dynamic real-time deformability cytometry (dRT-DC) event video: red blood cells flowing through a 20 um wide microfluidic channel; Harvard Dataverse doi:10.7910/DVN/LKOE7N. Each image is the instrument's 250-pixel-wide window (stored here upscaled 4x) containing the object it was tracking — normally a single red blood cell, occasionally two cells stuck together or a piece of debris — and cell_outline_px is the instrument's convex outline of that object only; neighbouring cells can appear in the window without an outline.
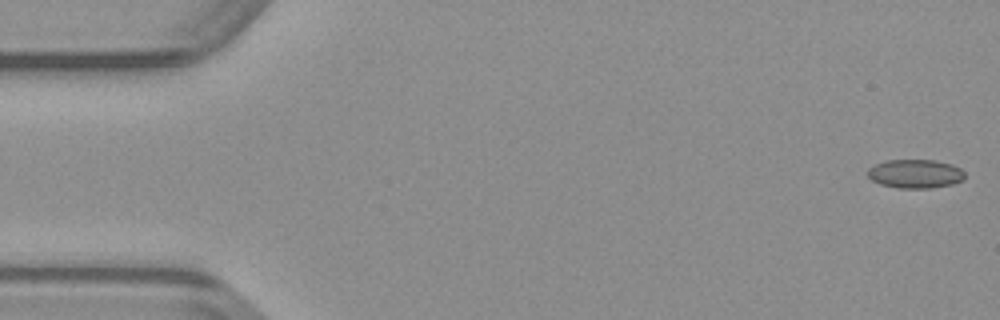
{"species": "common noctule bat (a hibernating species)", "species_latin": "Nyctalus noctula", "temperature_condition": "warm", "stored_images_in_passage": 49, "camera_frame_rate_fps": 3000, "um_per_image_px": 0.085, "animal": {"sex": "male", "body_mass_g": 23.1, "forearm_length_mm": 52.7}, "frame": {"image": 1, "passage_image": 1, "time_ms": 0.0, "image_size_px": [1000, 320], "cell_outline_px": [[964, 180], [952, 184], [932, 188], [896, 188], [880, 184], [872, 180], [868, 176], [868, 168], [876, 164], [888, 160], [936, 160], [952, 164], [960, 168], [964, 172]], "centroid_in_image_um": [77.81, 14.77], "position_along_channel_um": 7.2, "area_um2": 16.36}}
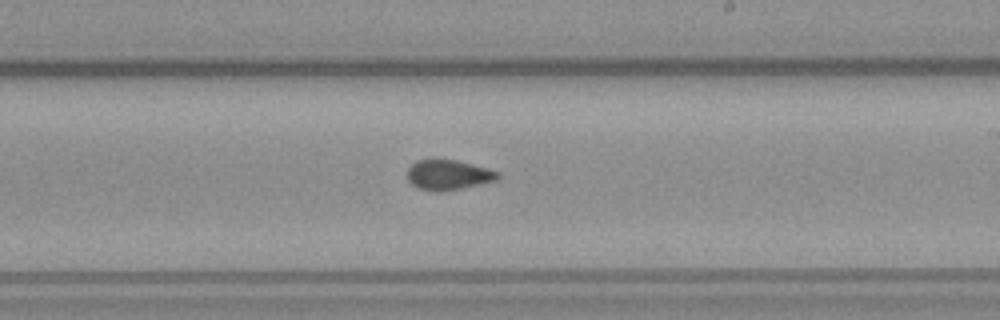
{"frame": {"image": 2, "passage_image": 28, "time_ms": 9.0, "image_size_px": [1000, 320], "cell_outline_px": [[500, 176], [496, 180], [460, 188], [440, 192], [436, 192], [416, 188], [408, 180], [408, 168], [416, 160], [432, 156], [456, 160], [488, 168], [500, 172]], "centroid_in_image_um": [38.05, 14.82], "position_along_channel_um": 250.9, "area_um2": 16.3}}
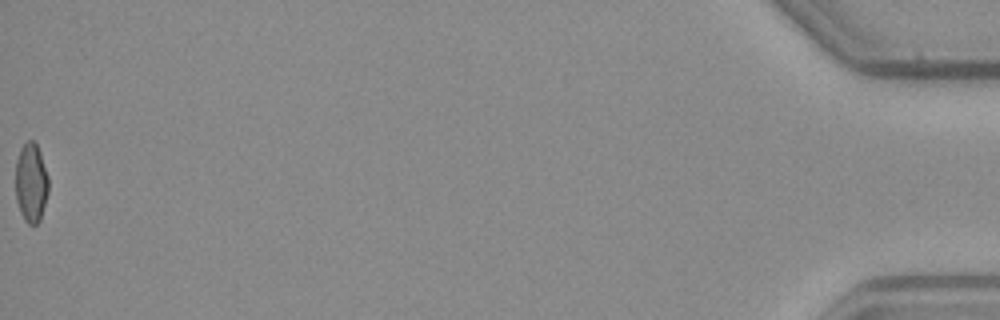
{"frame": {"image": 3, "passage_image": 49, "time_ms": 16.0, "image_size_px": [1000, 320], "cell_outline_px": [[48, 192], [40, 220], [36, 224], [28, 224], [24, 220], [20, 212], [16, 200], [16, 160], [20, 148], [28, 140], [32, 140], [36, 144], [40, 152], [48, 176]], "centroid_in_image_um": [2.64, 15.53], "position_along_channel_um": 432.6, "area_um2": 15.2}}